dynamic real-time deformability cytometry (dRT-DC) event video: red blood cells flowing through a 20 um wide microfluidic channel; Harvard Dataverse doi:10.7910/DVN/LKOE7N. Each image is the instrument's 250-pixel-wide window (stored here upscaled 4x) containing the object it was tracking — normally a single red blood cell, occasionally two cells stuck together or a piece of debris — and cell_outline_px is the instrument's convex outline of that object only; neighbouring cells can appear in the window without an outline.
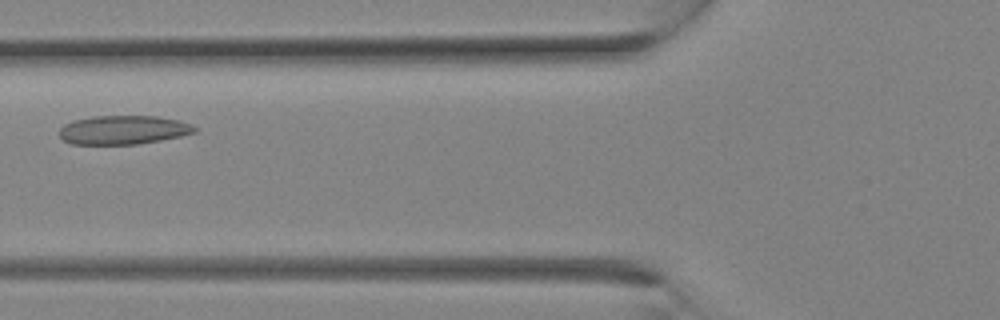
{"species": "Egyptian fruit bat (a non-hibernating species)", "species_latin": "Rousettus aegyptiacus", "temperature_condition": "room temperature", "stored_images_in_passage": 8, "camera_frame_rate_fps": 3000, "um_per_image_px": 0.085, "animal": {"sex": "female"}, "frame": {"image": 1, "passage_image": 7, "time_ms": 2.0, "image_size_px": [1000, 320], "cell_outline_px": [[196, 132], [180, 136], [160, 140], [136, 144], [72, 144], [64, 140], [60, 136], [60, 128], [64, 124], [72, 120], [92, 116], [156, 116], [176, 120], [192, 124], [196, 128]], "centroid_in_image_um": [10.45, 11.04], "position_along_channel_um": 115.3, "area_um2": 22.66}}